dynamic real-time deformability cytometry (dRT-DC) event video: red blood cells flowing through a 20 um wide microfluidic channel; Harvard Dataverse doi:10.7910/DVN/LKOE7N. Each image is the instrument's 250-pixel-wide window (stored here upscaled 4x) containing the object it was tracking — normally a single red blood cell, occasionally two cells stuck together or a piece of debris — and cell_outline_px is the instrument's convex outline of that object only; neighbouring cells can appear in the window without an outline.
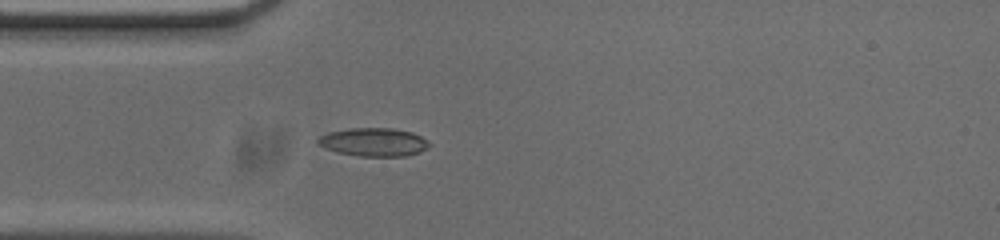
{"species": "common noctule bat (a hibernating species)", "species_latin": "Nyctalus noctula", "temperature_condition": "cold", "stored_images_in_passage": 40, "camera_frame_rate_fps": 3000, "um_per_image_px": 0.085, "animal": {"sex": "male", "body_mass_g": 20.0, "forearm_length_mm": 53.3}, "frame": {"image": 1, "passage_image": 1, "time_ms": 0.0, "image_size_px": [1000, 240], "cell_outline_px": [[432, 144], [428, 148], [420, 152], [404, 156], [360, 156], [336, 152], [316, 144], [316, 140], [320, 136], [328, 132], [352, 128], [392, 128], [412, 132], [428, 140]], "centroid_in_image_um": [31.77, 12.08], "position_along_channel_um": 53.2, "area_um2": 18.5}}
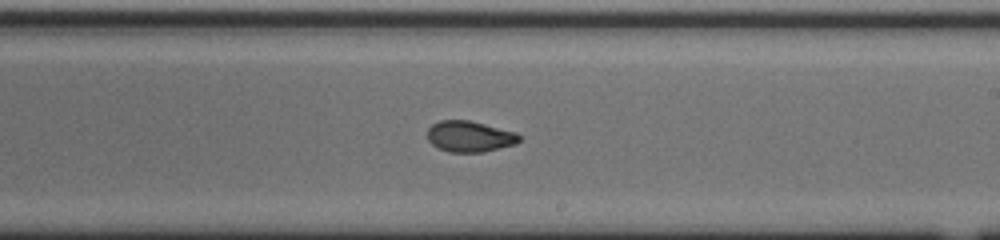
{"frame": {"image": 2, "passage_image": 17, "time_ms": 5.333, "image_size_px": [1000, 240], "cell_outline_px": [[520, 140], [516, 144], [480, 152], [448, 152], [432, 144], [428, 140], [428, 128], [432, 124], [440, 120], [468, 120], [516, 132], [520, 136]], "centroid_in_image_um": [39.91, 11.59], "position_along_channel_um": 249.1, "area_um2": 16.42}}
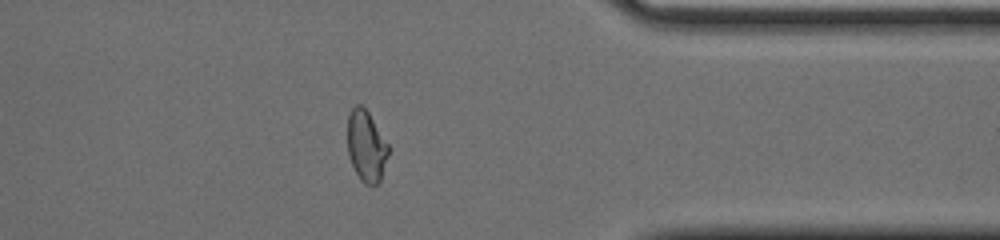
{"frame": {"image": 3, "passage_image": 29, "time_ms": 9.333, "image_size_px": [1000, 240], "cell_outline_px": [[388, 156], [380, 180], [372, 188], [364, 184], [360, 180], [348, 156], [348, 116], [352, 108], [356, 104], [360, 104], [368, 112], [388, 144]], "centroid_in_image_um": [31.13, 12.45], "position_along_channel_um": 380.3, "area_um2": 16.88}, "authors_computed_cell_mechanics": {"area_um2": 17.1088, "velocity_mm_per_s": 3.7148, "shape_relaxation_time_tau1_ms": 6.3902, "shape_relaxation_time_tau2_ms": 1.5278, "deformation_change_tau1": 0.1919, "deformation_change_tau2": 0.0595}}